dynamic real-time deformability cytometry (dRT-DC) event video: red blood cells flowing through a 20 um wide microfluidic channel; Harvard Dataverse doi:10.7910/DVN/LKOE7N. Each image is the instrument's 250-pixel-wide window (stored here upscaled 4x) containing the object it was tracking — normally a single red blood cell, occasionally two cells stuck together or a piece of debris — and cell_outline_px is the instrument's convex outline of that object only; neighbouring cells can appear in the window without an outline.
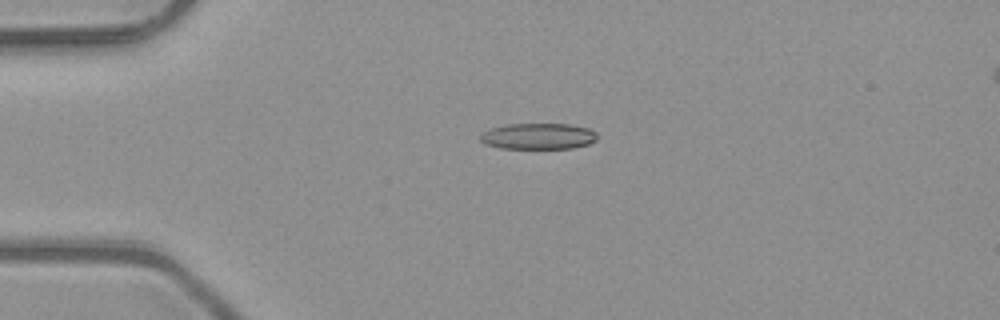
{"species": "common noctule bat (a hibernating species)", "species_latin": "Nyctalus noctula", "temperature_condition": "room temperature", "stored_images_in_passage": 7, "camera_frame_rate_fps": 3000, "um_per_image_px": 0.085, "animal": {"sex": "male", "body_mass_g": 23.1, "forearm_length_mm": 52.7}, "frame": {"image": 1, "passage_image": 4, "time_ms": 1.0, "image_size_px": [1000, 320], "cell_outline_px": [[596, 140], [588, 144], [572, 148], [500, 148], [484, 144], [480, 140], [480, 136], [484, 132], [492, 128], [504, 124], [568, 124], [588, 128], [596, 132]], "centroid_in_image_um": [45.74, 11.58], "position_along_channel_um": 39.3, "area_um2": 17.69}}